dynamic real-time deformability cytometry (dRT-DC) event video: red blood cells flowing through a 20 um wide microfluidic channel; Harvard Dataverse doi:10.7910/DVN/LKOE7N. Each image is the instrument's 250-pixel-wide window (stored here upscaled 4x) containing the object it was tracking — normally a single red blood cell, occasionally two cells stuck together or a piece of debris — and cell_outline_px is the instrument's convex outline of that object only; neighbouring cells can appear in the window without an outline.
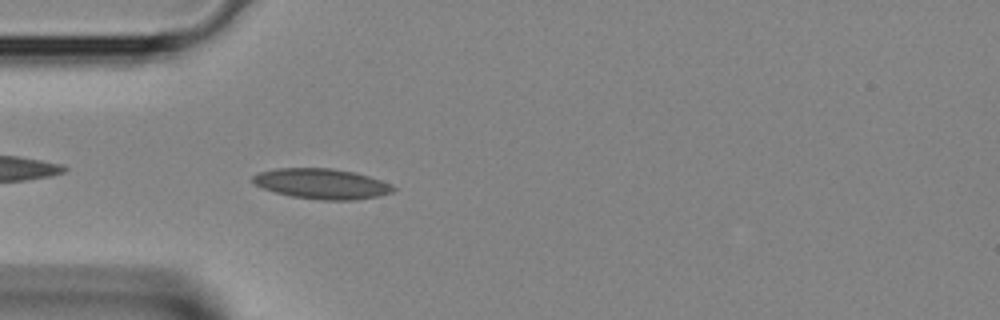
{"species": "Egyptian fruit bat (a non-hibernating species)", "species_latin": "Rousettus aegyptiacus", "temperature_condition": "room temperature", "stored_images_in_passage": 30, "camera_frame_rate_fps": 3000, "um_per_image_px": 0.085, "animal": {"sex": "female"}, "frame": {"image": 1, "passage_image": 2, "time_ms": 0.333, "image_size_px": [1000, 320], "cell_outline_px": [[396, 188], [392, 192], [376, 196], [352, 200], [320, 200], [292, 196], [276, 192], [264, 188], [256, 184], [252, 180], [252, 176], [256, 172], [276, 168], [332, 168], [356, 172], [392, 184]], "centroid_in_image_um": [27.34, 15.61], "position_along_channel_um": 57.7, "area_um2": 24.74}}
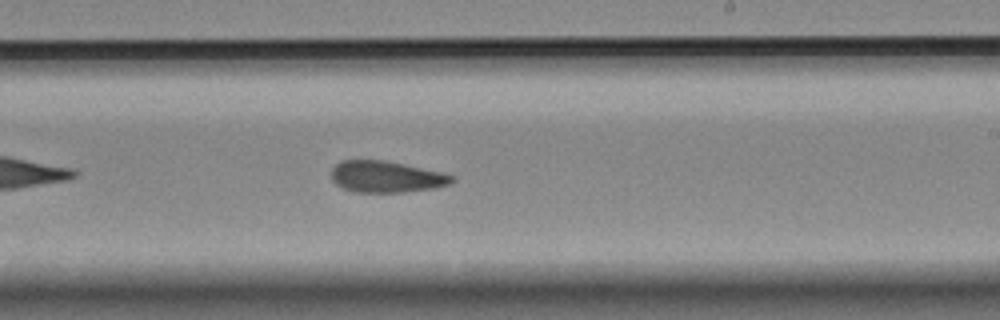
{"frame": {"image": 2, "passage_image": 14, "time_ms": 4.333, "image_size_px": [1000, 320], "cell_outline_px": [[456, 180], [448, 184], [432, 188], [404, 192], [356, 192], [344, 188], [336, 184], [332, 180], [332, 168], [340, 160], [384, 160], [404, 164], [440, 172], [452, 176]], "centroid_in_image_um": [32.79, 15.02], "position_along_channel_um": 256.2, "area_um2": 21.85}}
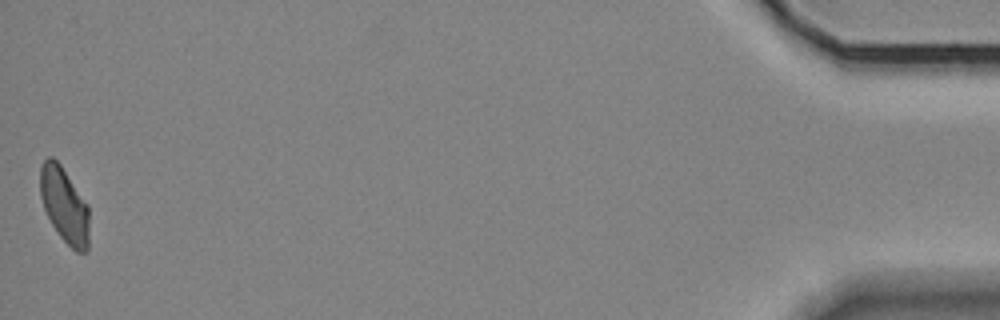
{"frame": {"image": 3, "passage_image": 30, "time_ms": 9.667, "image_size_px": [1000, 320], "cell_outline_px": [[88, 252], [76, 252], [60, 236], [52, 224], [44, 208], [40, 196], [40, 168], [44, 160], [48, 156], [52, 156], [60, 164], [88, 204]], "centroid_in_image_um": [5.47, 17.42], "position_along_channel_um": 429.7, "area_um2": 21.39}}